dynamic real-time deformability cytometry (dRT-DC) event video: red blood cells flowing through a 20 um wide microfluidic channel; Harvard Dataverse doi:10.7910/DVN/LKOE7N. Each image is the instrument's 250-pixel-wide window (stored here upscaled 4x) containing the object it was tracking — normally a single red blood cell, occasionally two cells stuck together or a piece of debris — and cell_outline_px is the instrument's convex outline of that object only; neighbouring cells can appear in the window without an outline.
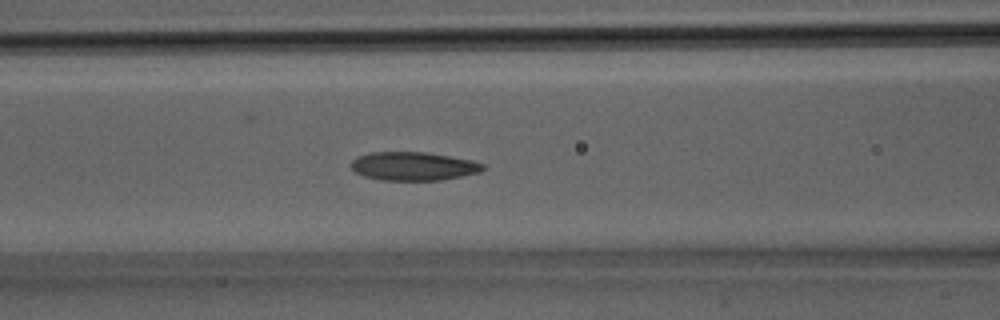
{"species": "Egyptian fruit bat (a non-hibernating species)", "species_latin": "Rousettus aegyptiacus", "temperature_condition": "room temperature", "stored_images_in_passage": 16, "camera_frame_rate_fps": 3000, "um_per_image_px": 0.085, "animal": {"sex": "male"}, "frame": {"image": 1, "passage_image": 10, "time_ms": 3.0, "image_size_px": [1000, 320], "cell_outline_px": [[484, 168], [480, 172], [440, 180], [380, 180], [364, 176], [356, 172], [348, 164], [356, 156], [368, 152], [424, 152], [472, 160], [484, 164]], "centroid_in_image_um": [35.08, 14.12], "position_along_channel_um": 131.5, "area_um2": 21.91}}
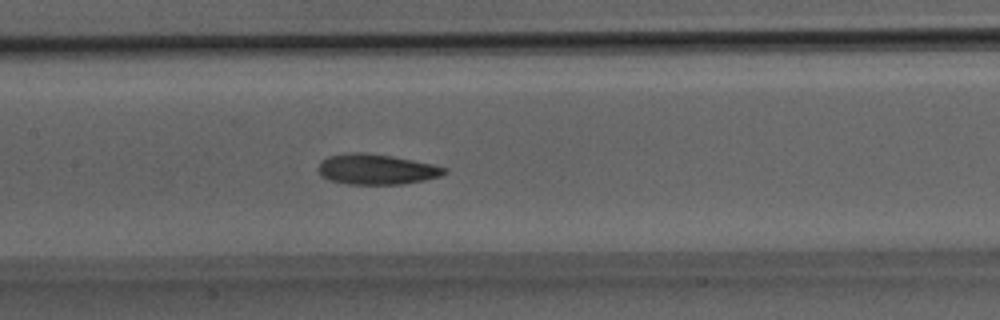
{"frame": {"image": 2, "passage_image": 12, "time_ms": 3.667, "image_size_px": [1000, 320], "cell_outline_px": [[448, 172], [440, 176], [424, 180], [400, 184], [348, 184], [328, 180], [320, 176], [316, 168], [320, 160], [328, 156], [352, 152], [364, 152], [392, 156], [432, 164], [448, 168]], "centroid_in_image_um": [31.94, 14.39], "position_along_channel_um": 175.5, "area_um2": 22.54}}